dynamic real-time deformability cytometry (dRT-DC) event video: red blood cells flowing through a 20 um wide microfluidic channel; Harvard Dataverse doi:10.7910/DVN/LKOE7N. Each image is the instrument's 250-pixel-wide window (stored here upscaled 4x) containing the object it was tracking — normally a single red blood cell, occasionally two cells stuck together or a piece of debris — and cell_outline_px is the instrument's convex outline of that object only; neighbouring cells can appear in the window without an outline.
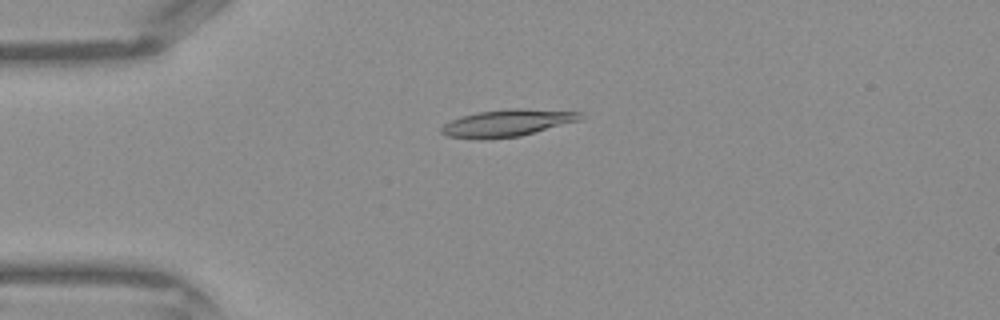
{"species": "Egyptian fruit bat (a non-hibernating species)", "species_latin": "Rousettus aegyptiacus", "temperature_condition": "warm", "stored_images_in_passage": 43, "camera_frame_rate_fps": 3000, "um_per_image_px": 0.085, "frame": {"image": 1, "passage_image": 11, "time_ms": 3.333, "image_size_px": [1000, 320], "cell_outline_px": [[580, 120], [520, 136], [484, 140], [480, 140], [448, 136], [440, 132], [440, 128], [444, 124], [460, 116], [476, 112], [508, 108], [524, 108], [580, 112]], "centroid_in_image_um": [43.04, 10.46], "position_along_channel_um": 42.0, "area_um2": 21.96}}
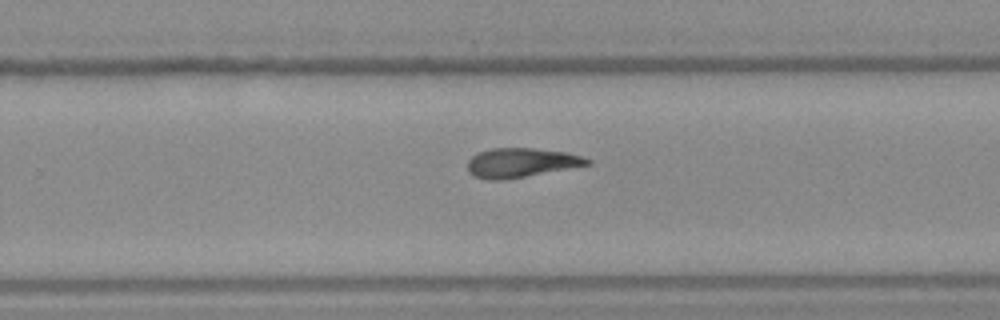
{"frame": {"image": 2, "passage_image": 28, "time_ms": 9.0, "image_size_px": [1000, 320], "cell_outline_px": [[592, 164], [504, 180], [488, 180], [476, 176], [468, 172], [468, 160], [476, 152], [492, 148], [532, 148], [564, 152], [584, 156], [592, 160]], "centroid_in_image_um": [44.29, 13.82], "position_along_channel_um": 285.5, "area_um2": 20.46}}
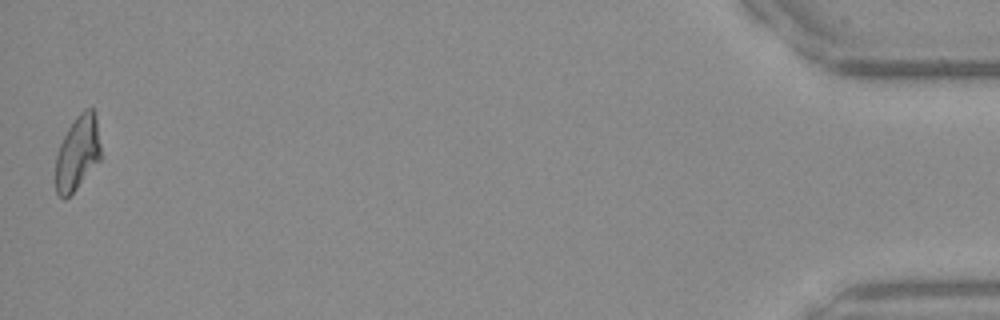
{"frame": {"image": 3, "passage_image": 43, "time_ms": 14.0, "image_size_px": [1000, 320], "cell_outline_px": [[100, 160], [76, 188], [64, 200], [56, 192], [56, 152], [68, 128], [76, 116], [84, 108], [92, 108], [96, 116], [100, 144]], "centroid_in_image_um": [6.58, 12.97], "position_along_channel_um": 428.6, "area_um2": 19.42}}